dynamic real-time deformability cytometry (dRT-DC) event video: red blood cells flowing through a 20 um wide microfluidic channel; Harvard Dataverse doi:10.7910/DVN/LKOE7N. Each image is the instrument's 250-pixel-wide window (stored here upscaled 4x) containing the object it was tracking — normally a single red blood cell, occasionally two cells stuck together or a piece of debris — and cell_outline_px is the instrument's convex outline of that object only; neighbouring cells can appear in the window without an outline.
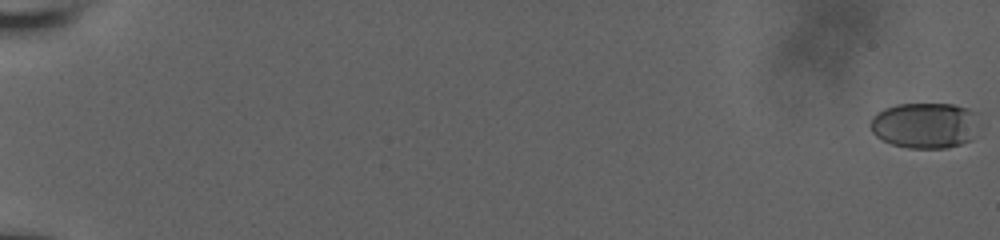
{"species": "human", "species_latin": "Homo sapiens", "temperature_condition": "room temperature", "stored_images_in_passage": 59, "camera_frame_rate_fps": 3000, "um_per_image_px": 0.085, "donor": {"sex": "male"}, "frame": {"image": 1, "passage_image": 1, "time_ms": 0.0, "image_size_px": [1000, 240], "cell_outline_px": [[980, 116], [972, 140], [948, 148], [908, 148], [892, 144], [880, 140], [872, 132], [868, 124], [872, 116], [876, 112], [884, 108], [896, 104], [952, 104], [968, 108], [980, 112]], "centroid_in_image_um": [78.62, 10.65], "position_along_channel_um": 6.4, "area_um2": 29.71}}
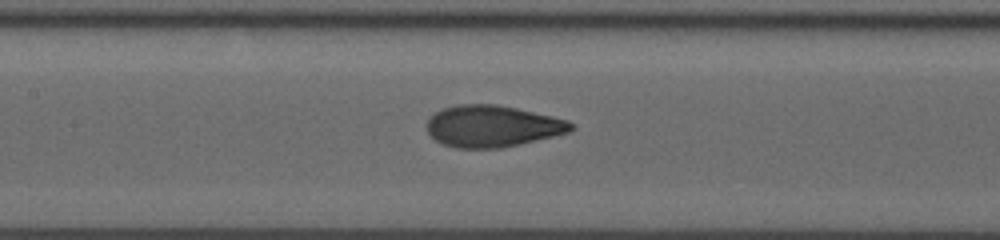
{"frame": {"image": 2, "passage_image": 32, "time_ms": 10.333, "image_size_px": [1000, 240], "cell_outline_px": [[576, 128], [568, 132], [552, 136], [500, 148], [456, 148], [444, 144], [436, 140], [428, 132], [428, 120], [436, 112], [444, 108], [460, 104], [496, 104], [516, 108], [552, 116], [568, 120]], "centroid_in_image_um": [41.86, 10.72], "position_along_channel_um": 165.5, "area_um2": 34.51}}
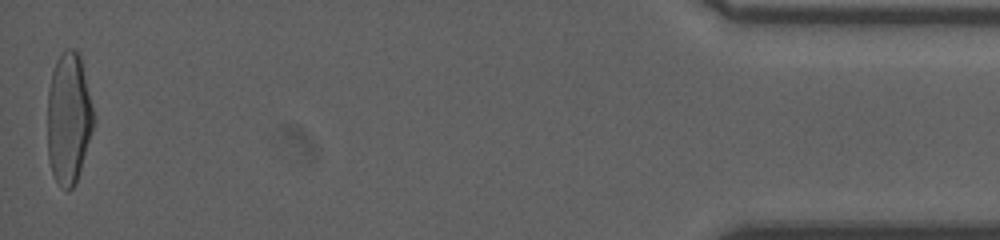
{"frame": {"image": 3, "passage_image": 59, "time_ms": 19.333, "image_size_px": [1000, 240], "cell_outline_px": [[92, 128], [80, 168], [76, 180], [72, 188], [68, 192], [60, 188], [52, 172], [48, 156], [48, 92], [52, 72], [56, 60], [64, 48], [72, 48], [80, 52], [92, 108]], "centroid_in_image_um": [5.8, 10.02], "position_along_channel_um": 429.4, "area_um2": 34.8}, "authors_computed_cell_mechanics": {"area_um2": 34.0442, "velocity_mm_per_s": 3.846, "shape_relaxation_time_tau1_ms": 5.2403, "shape_relaxation_time_tau2_ms": 0.7006, "deformation_change_tau1": 0.216, "deformation_change_tau2": 0.0655}}